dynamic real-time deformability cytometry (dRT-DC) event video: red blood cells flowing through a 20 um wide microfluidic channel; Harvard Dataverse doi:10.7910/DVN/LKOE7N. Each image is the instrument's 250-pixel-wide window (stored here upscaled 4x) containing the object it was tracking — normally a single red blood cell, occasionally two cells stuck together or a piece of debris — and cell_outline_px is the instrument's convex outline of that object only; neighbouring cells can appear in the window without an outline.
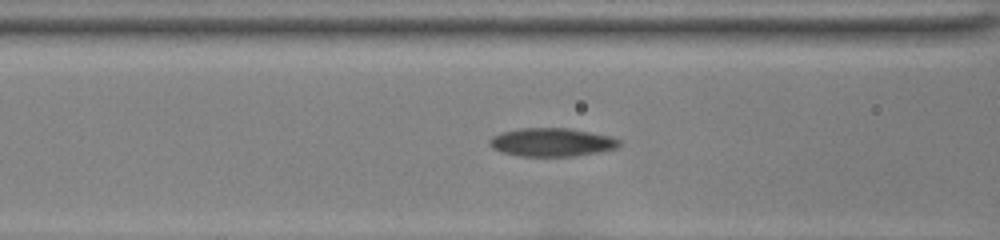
{"species": "common noctule bat (a hibernating species)", "species_latin": "Nyctalus noctula", "temperature_condition": "room temperature", "stored_images_in_passage": 30, "camera_frame_rate_fps": 3000, "um_per_image_px": 0.085, "animal": {"sex": "female", "body_mass_g": 22.0, "forearm_length_mm": 56.7}, "frame": {"image": 1, "passage_image": 8, "time_ms": 2.333, "image_size_px": [1000, 240], "cell_outline_px": [[620, 144], [616, 148], [600, 152], [576, 156], [520, 156], [500, 152], [492, 148], [488, 144], [488, 140], [492, 136], [500, 132], [520, 128], [568, 128], [608, 136], [620, 140]], "centroid_in_image_um": [46.84, 12.09], "position_along_channel_um": 119.8, "area_um2": 21.5}}
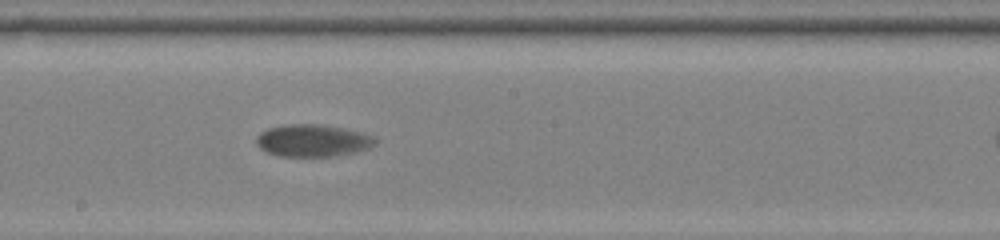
{"frame": {"image": 2, "passage_image": 16, "time_ms": 5.0, "image_size_px": [1000, 240], "cell_outline_px": [[376, 144], [368, 148], [352, 152], [332, 156], [280, 156], [268, 152], [260, 148], [256, 144], [256, 136], [260, 132], [268, 128], [284, 124], [316, 124], [340, 128], [360, 132], [372, 136], [376, 140]], "centroid_in_image_um": [26.52, 11.94], "position_along_channel_um": 221.7, "area_um2": 22.02}}
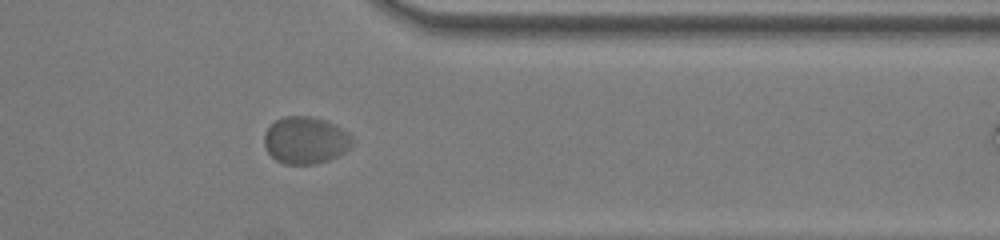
{"frame": {"image": 3, "passage_image": 29, "time_ms": 9.333, "image_size_px": [1000, 240], "cell_outline_px": [[352, 144], [344, 152], [328, 160], [312, 164], [284, 164], [276, 160], [268, 152], [264, 144], [264, 132], [276, 120], [284, 116], [308, 116], [328, 120], [336, 124], [348, 132], [352, 136]], "centroid_in_image_um": [25.97, 11.91], "position_along_channel_um": 385.4, "area_um2": 24.22}}